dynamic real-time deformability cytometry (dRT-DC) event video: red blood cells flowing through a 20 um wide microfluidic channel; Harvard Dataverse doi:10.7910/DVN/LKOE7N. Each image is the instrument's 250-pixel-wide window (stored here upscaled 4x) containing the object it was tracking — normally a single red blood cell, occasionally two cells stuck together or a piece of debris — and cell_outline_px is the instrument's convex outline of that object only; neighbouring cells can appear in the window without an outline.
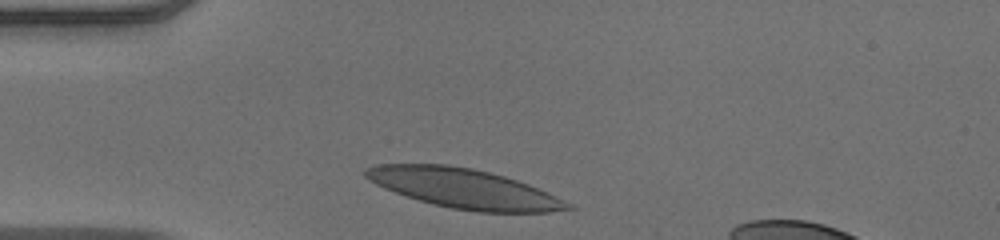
{"species": "human", "species_latin": "Homo sapiens", "temperature_condition": "warm", "stored_images_in_passage": 30, "camera_frame_rate_fps": 3000, "um_per_image_px": 0.085, "donor": {"sex": "male"}, "frame": {"image": 1, "passage_image": 1, "time_ms": 0.0, "image_size_px": [1000, 240], "cell_outline_px": [[576, 208], [548, 212], [480, 212], [452, 208], [432, 204], [384, 188], [368, 180], [364, 176], [364, 168], [380, 164], [448, 164], [472, 168], [504, 176], [528, 184], [548, 192], [572, 204]], "centroid_in_image_um": [39.44, 16.01], "position_along_channel_um": 45.6, "area_um2": 46.3}}
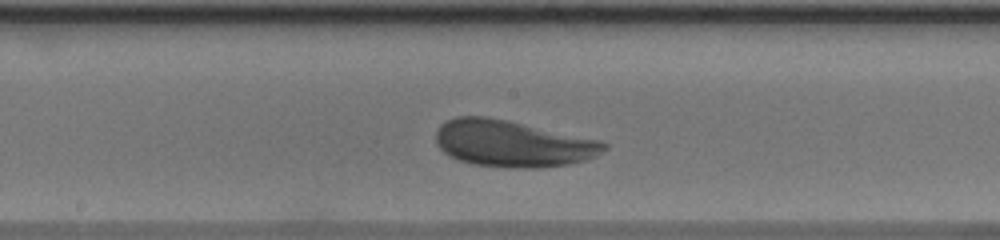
{"frame": {"image": 2, "passage_image": 15, "time_ms": 4.667, "image_size_px": [1000, 240], "cell_outline_px": [[608, 148], [596, 156], [584, 160], [568, 164], [540, 168], [508, 168], [472, 164], [460, 160], [444, 152], [436, 144], [436, 132], [440, 124], [456, 116], [488, 116], [508, 120], [600, 140], [608, 144]], "centroid_in_image_um": [43.56, 12.2], "position_along_channel_um": 204.6, "area_um2": 45.78}}
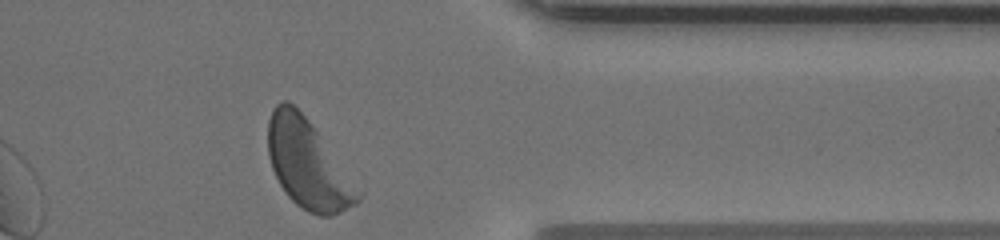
{"frame": {"image": 3, "passage_image": 30, "time_ms": 9.667, "image_size_px": [1000, 240], "cell_outline_px": [[364, 192], [360, 200], [356, 204], [332, 216], [320, 216], [308, 212], [296, 204], [288, 196], [280, 184], [272, 168], [268, 156], [268, 120], [272, 108], [276, 104], [284, 100], [288, 100], [308, 120]], "centroid_in_image_um": [26.19, 13.98], "position_along_channel_um": 385.2, "area_um2": 46.47}, "authors_computed_cell_mechanics": {"area_um2": 45.1707, "velocity_mm_per_s": 3.8649, "shape_relaxation_time_tau1_ms": 2.0474, "shape_relaxation_time_tau2_ms": 2.3666, "deformation_change_tau1": 0.1101, "deformation_change_tau2": 0.0929}}